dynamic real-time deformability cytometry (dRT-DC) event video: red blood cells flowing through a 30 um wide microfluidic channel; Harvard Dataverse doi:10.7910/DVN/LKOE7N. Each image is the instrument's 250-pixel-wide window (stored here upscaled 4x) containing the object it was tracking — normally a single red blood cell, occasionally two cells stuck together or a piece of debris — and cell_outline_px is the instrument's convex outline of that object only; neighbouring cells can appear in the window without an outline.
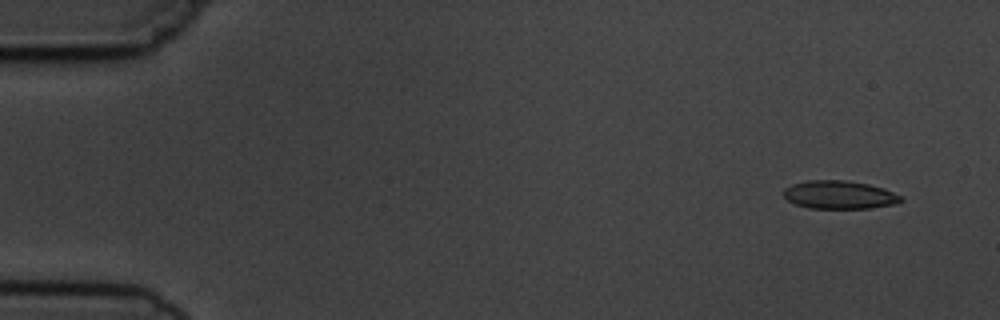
{"species": "common noctule bat (a hibernating species)", "species_latin": "Nyctalus noctula", "temperature_condition": "cold", "stored_images_in_passage": 5, "camera_frame_rate_fps": 3000, "um_per_image_px": 0.085, "animal": {"sex": "male", "body_mass_g": 19.5, "forearm_length_mm": 54.6}, "frame": {"image": 1, "passage_image": 1, "time_ms": 0.0, "image_size_px": [1000, 320], "cell_outline_px": [[904, 200], [896, 204], [868, 208], [808, 208], [796, 204], [788, 200], [784, 196], [784, 188], [792, 184], [808, 180], [844, 180], [868, 184], [884, 188], [904, 196]], "centroid_in_image_um": [71.39, 16.55], "position_along_channel_um": 13.6, "area_um2": 19.36}}
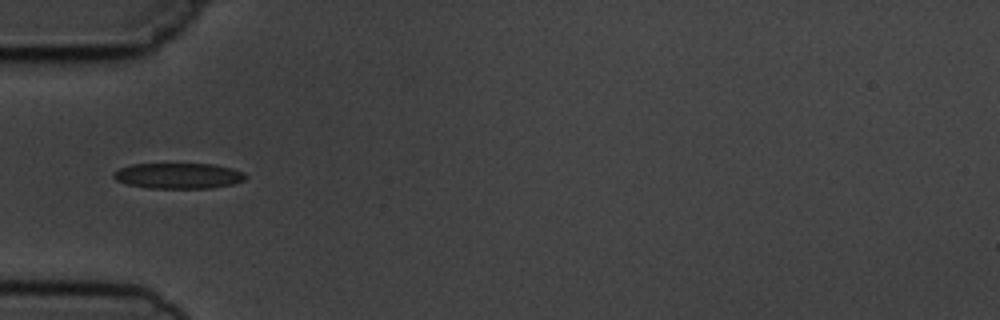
{"frame": {"image": 2, "passage_image": 5, "time_ms": 4.667, "image_size_px": [1000, 320], "cell_outline_px": [[248, 176], [244, 180], [232, 184], [212, 188], [148, 188], [128, 184], [116, 180], [112, 176], [112, 172], [120, 168], [132, 164], [212, 164], [232, 168], [244, 172]], "centroid_in_image_um": [15.17, 14.94], "position_along_channel_um": 69.8, "area_um2": 19.77}}